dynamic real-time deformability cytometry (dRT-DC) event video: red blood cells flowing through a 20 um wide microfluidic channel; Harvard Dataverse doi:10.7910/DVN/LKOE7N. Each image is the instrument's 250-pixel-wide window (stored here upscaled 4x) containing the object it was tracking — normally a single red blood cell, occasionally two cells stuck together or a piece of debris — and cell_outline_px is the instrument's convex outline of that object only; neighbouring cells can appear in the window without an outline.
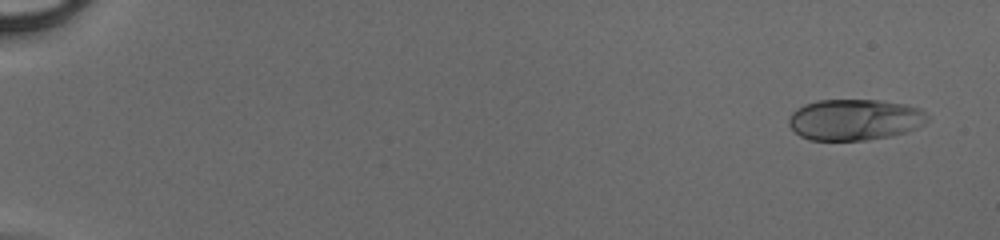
{"species": "human", "species_latin": "Homo sapiens", "temperature_condition": "cold", "stored_images_in_passage": 48, "camera_frame_rate_fps": 3000, "um_per_image_px": 0.085, "donor": {"sex": "male"}, "frame": {"image": 1, "passage_image": 1, "time_ms": 0.0, "image_size_px": [1000, 240], "cell_outline_px": [[928, 120], [924, 124], [916, 128], [892, 136], [868, 140], [808, 140], [800, 136], [788, 124], [788, 120], [792, 112], [796, 108], [804, 104], [816, 100], [880, 100], [904, 104], [920, 108], [928, 116]], "centroid_in_image_um": [72.63, 10.17], "position_along_channel_um": 12.4, "area_um2": 33.41}}
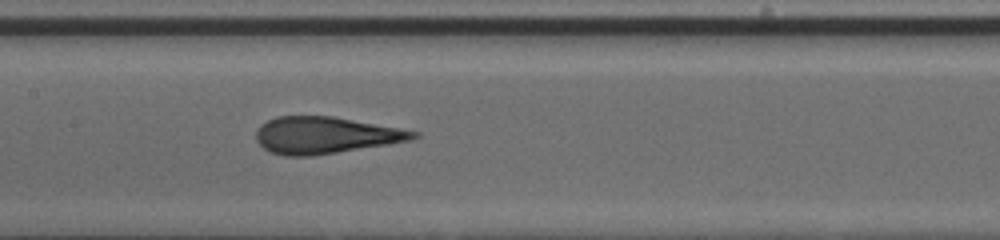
{"frame": {"image": 2, "passage_image": 25, "time_ms": 8.0, "image_size_px": [1000, 240], "cell_outline_px": [[420, 136], [412, 140], [388, 144], [312, 156], [284, 156], [272, 152], [264, 148], [256, 140], [256, 132], [260, 124], [276, 116], [332, 116], [400, 128], [420, 132]], "centroid_in_image_um": [27.65, 11.49], "position_along_channel_um": 179.7, "area_um2": 33.64}}
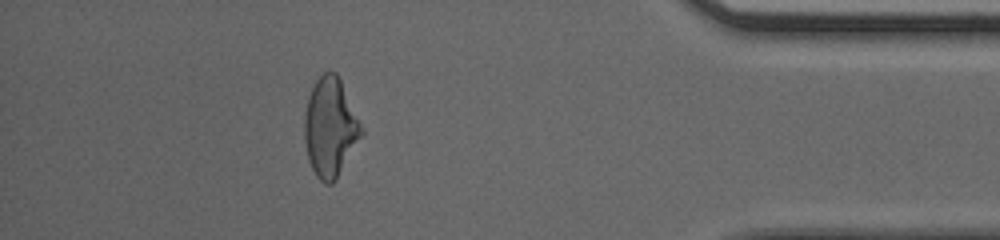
{"frame": {"image": 3, "passage_image": 43, "time_ms": 14.0, "image_size_px": [1000, 240], "cell_outline_px": [[364, 136], [336, 180], [332, 184], [324, 184], [316, 176], [308, 160], [304, 140], [304, 116], [308, 96], [316, 80], [324, 72], [336, 72], [364, 128]], "centroid_in_image_um": [28.09, 10.88], "position_along_channel_um": 407.1, "area_um2": 33.29}}